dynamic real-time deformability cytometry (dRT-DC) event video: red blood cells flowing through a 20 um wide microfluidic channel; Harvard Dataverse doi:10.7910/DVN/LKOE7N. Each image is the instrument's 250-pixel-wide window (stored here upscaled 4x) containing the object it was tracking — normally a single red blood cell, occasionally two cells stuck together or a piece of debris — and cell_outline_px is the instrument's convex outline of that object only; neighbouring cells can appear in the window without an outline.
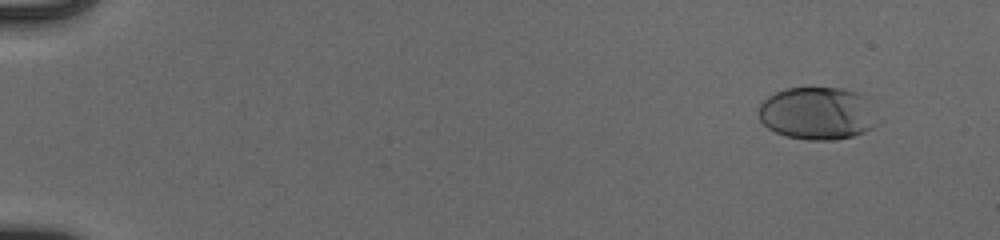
{"species": "human", "species_latin": "Homo sapiens", "temperature_condition": "cold", "stored_images_in_passage": 55, "camera_frame_rate_fps": 3000, "um_per_image_px": 0.085, "donor": {"sex": "male"}, "frame": {"image": 1, "passage_image": 5, "time_ms": 1.333, "image_size_px": [1000, 240], "cell_outline_px": [[876, 124], [872, 128], [864, 132], [852, 136], [832, 140], [808, 140], [784, 136], [768, 128], [760, 120], [756, 112], [760, 104], [768, 96], [784, 88], [840, 88], [856, 92], [864, 96]], "centroid_in_image_um": [69.39, 9.64], "position_along_channel_um": 15.6, "area_um2": 36.18}}
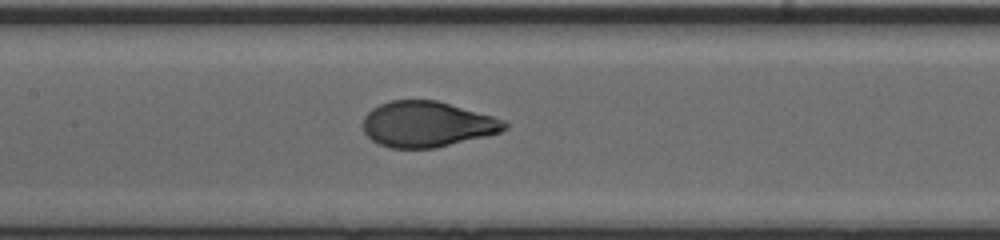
{"frame": {"image": 2, "passage_image": 29, "time_ms": 9.333, "image_size_px": [1000, 240], "cell_outline_px": [[508, 128], [500, 132], [488, 136], [436, 148], [388, 148], [372, 140], [364, 132], [364, 116], [372, 108], [380, 104], [392, 100], [436, 100], [492, 116], [504, 120], [508, 124]], "centroid_in_image_um": [36.31, 10.57], "position_along_channel_um": 171.1, "area_um2": 37.63}}
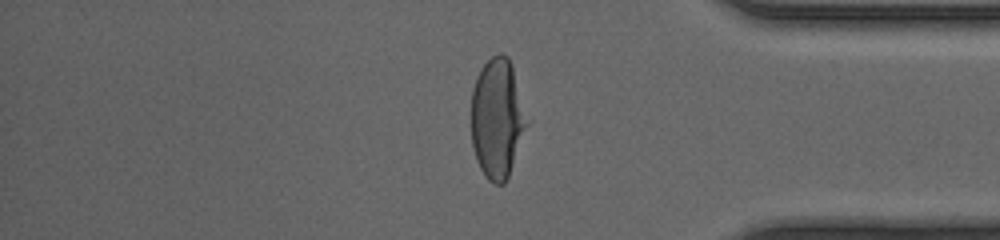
{"frame": {"image": 3, "passage_image": 47, "time_ms": 15.333, "image_size_px": [1000, 240], "cell_outline_px": [[528, 124], [508, 176], [504, 184], [496, 184], [488, 180], [480, 168], [476, 160], [472, 144], [472, 88], [476, 76], [480, 68], [492, 56], [500, 52], [504, 52], [508, 56], [512, 64]], "centroid_in_image_um": [42.25, 10.04], "position_along_channel_um": 393.0, "area_um2": 38.61}, "authors_computed_cell_mechanics": {"area_um2": 38.3792, "velocity_mm_per_s": 3.9303, "shape_relaxation_time_tau1_ms": 3.8887, "shape_relaxation_time_tau2_ms": null, "deformation_change_tau1": 0.198, "deformation_change_tau2": null}}